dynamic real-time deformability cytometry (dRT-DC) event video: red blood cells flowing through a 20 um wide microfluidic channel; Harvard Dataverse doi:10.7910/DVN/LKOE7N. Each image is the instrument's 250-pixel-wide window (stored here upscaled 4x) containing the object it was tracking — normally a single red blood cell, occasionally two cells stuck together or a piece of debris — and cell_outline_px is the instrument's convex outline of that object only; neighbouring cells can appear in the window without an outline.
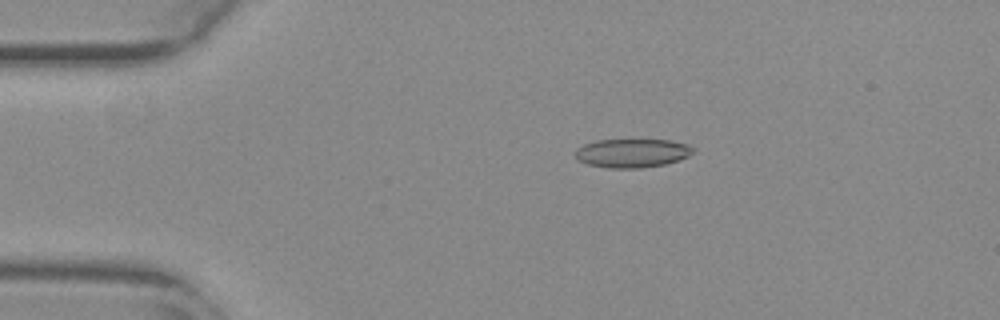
{"species": "common noctule bat (a hibernating species)", "species_latin": "Nyctalus noctula", "temperature_condition": "warm", "stored_images_in_passage": 19, "camera_frame_rate_fps": 3000, "um_per_image_px": 0.085, "animal": {"sex": "female", "body_mass_g": 29.2, "forearm_length_mm": 56.3}, "frame": {"image": 1, "passage_image": 1, "time_ms": 0.0, "image_size_px": [1000, 320], "cell_outline_px": [[696, 148], [688, 156], [680, 160], [664, 164], [640, 168], [608, 168], [588, 164], [576, 160], [576, 148], [584, 144], [596, 140], [668, 140], [688, 144]], "centroid_in_image_um": [53.73, 13.01], "position_along_channel_um": 31.3, "area_um2": 19.77}}
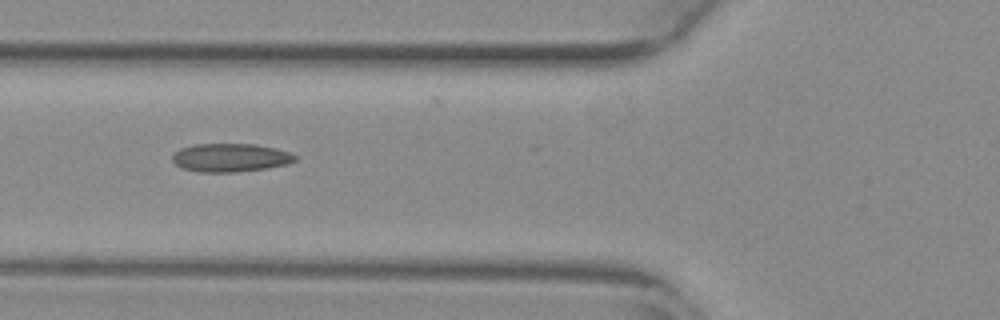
{"frame": {"image": 2, "passage_image": 11, "time_ms": 3.333, "image_size_px": [1000, 320], "cell_outline_px": [[296, 160], [288, 164], [268, 168], [236, 172], [196, 172], [180, 168], [172, 160], [172, 156], [180, 148], [192, 144], [256, 144], [276, 148], [288, 152], [296, 156]], "centroid_in_image_um": [19.56, 13.4], "position_along_channel_um": 106.2, "area_um2": 20.46}}
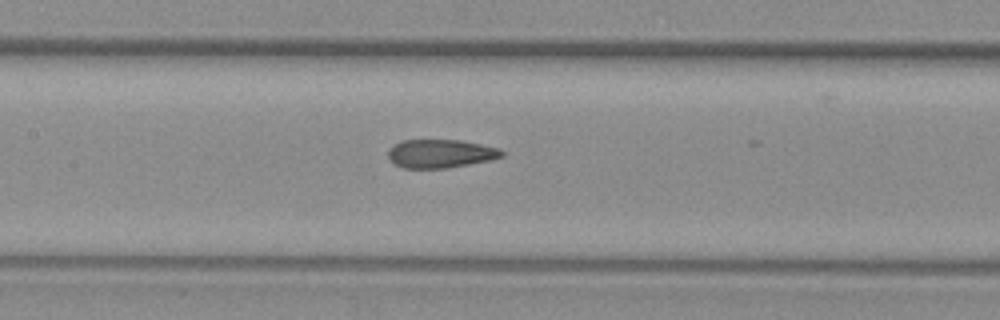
{"frame": {"image": 3, "passage_image": 16, "time_ms": 5.0, "image_size_px": [1000, 320], "cell_outline_px": [[504, 156], [492, 160], [448, 168], [404, 168], [396, 164], [388, 156], [388, 148], [392, 144], [404, 140], [460, 140], [500, 148], [504, 152]], "centroid_in_image_um": [37.46, 13.05], "position_along_channel_um": 169.9, "area_um2": 18.96}}